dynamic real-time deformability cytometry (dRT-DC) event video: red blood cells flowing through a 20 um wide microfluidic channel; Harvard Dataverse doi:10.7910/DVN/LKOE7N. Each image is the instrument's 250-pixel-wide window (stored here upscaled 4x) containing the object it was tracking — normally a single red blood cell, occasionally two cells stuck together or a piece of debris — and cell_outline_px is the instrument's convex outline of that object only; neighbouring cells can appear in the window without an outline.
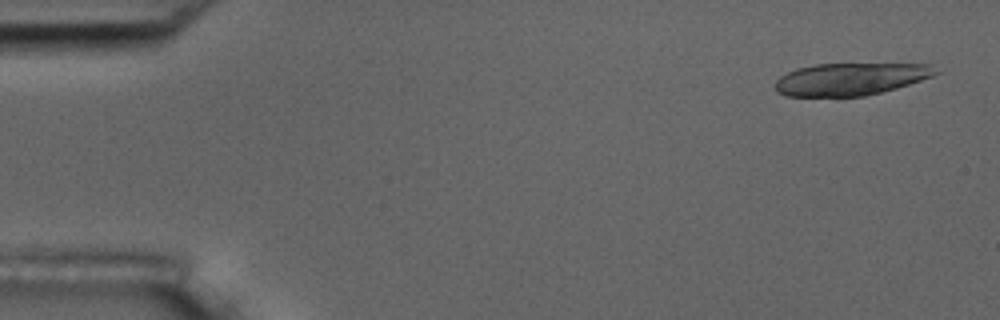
{"species": "common noctule bat (a hibernating species)", "species_latin": "Nyctalus noctula", "temperature_condition": "room temperature", "stored_images_in_passage": 7, "camera_frame_rate_fps": 3000, "um_per_image_px": 0.085, "animal": {"sex": "male", "body_mass_g": 17.5, "forearm_length_mm": 52.3}, "frame": {"image": 1, "passage_image": 1, "time_ms": 0.0, "image_size_px": [1000, 320], "cell_outline_px": [[940, 72], [932, 76], [896, 88], [864, 96], [784, 96], [776, 92], [772, 84], [780, 76], [796, 68], [816, 64], [932, 64]], "centroid_in_image_um": [72.24, 6.72], "position_along_channel_um": 12.8, "area_um2": 30.29}}